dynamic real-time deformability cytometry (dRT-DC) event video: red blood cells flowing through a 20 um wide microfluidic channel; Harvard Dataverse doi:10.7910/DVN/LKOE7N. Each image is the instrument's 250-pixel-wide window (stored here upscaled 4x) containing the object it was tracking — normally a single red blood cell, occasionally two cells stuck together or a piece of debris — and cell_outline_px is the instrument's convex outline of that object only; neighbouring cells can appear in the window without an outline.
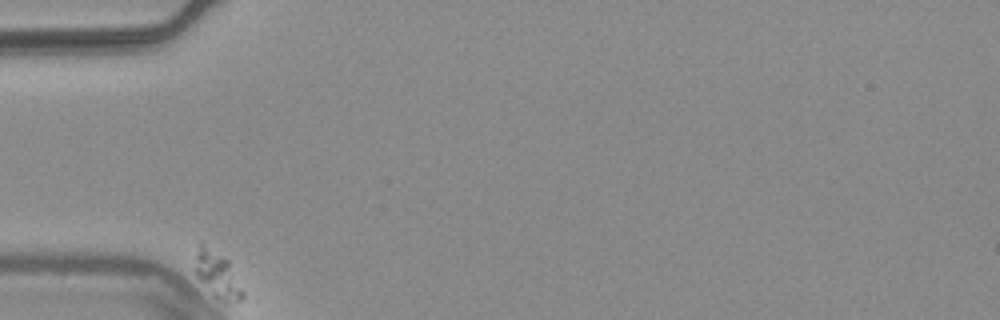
{"species": "common noctule bat (a hibernating species)", "species_latin": "Nyctalus noctula", "temperature_condition": "warm", "stored_images_in_passage": 40, "camera_frame_rate_fps": 3000, "um_per_image_px": 0.085, "animal": {"sex": "male", "body_mass_g": 20.4}, "frame": {"image": 1, "passage_image": 1, "time_ms": 0.0, "image_size_px": [1000, 320], "cell_outline_px": [[244, 296], [240, 300], [216, 300], [212, 296], [196, 276], [196, 256], [200, 240], [228, 260], [244, 292]], "centroid_in_image_um": [18.46, 23.35], "position_along_channel_um": 66.5, "area_um2": 12.66}}
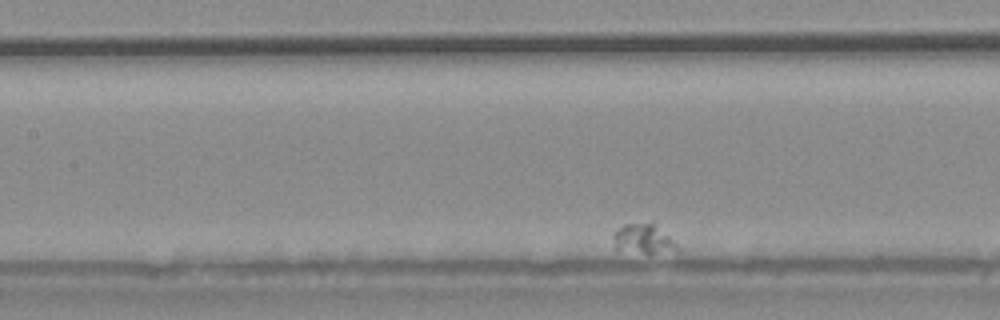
{"frame": {"image": 2, "passage_image": 14, "time_ms": 4.333, "image_size_px": [1000, 320], "cell_outline_px": [[676, 248], [652, 252], [644, 252], [616, 248], [616, 232], [624, 224], [652, 220], [676, 244]], "centroid_in_image_um": [54.68, 20.2], "position_along_channel_um": 152.7, "area_um2": 10.17}}